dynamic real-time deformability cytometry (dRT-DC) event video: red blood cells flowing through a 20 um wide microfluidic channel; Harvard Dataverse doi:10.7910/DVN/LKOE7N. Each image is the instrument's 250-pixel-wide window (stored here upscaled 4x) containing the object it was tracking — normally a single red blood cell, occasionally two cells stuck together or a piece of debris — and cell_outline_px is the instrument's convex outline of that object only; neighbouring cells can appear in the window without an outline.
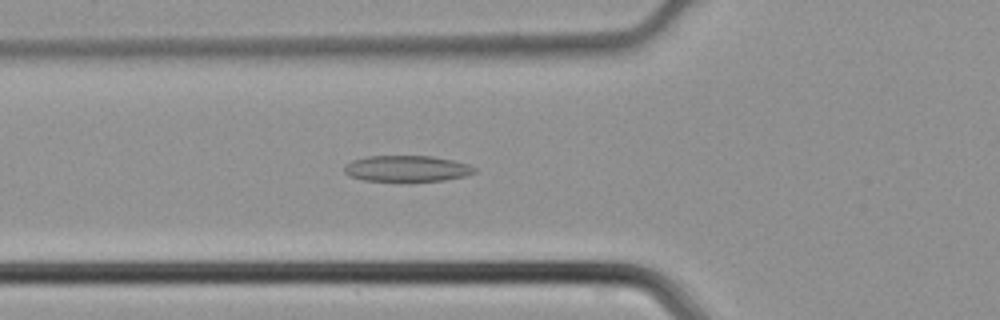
{"species": "common noctule bat (a hibernating species)", "species_latin": "Nyctalus noctula", "temperature_condition": "cold", "stored_images_in_passage": 38, "camera_frame_rate_fps": 3000, "um_per_image_px": 0.085, "animal": {"sex": "male", "body_mass_g": 21.5, "forearm_length_mm": 52.0}, "frame": {"image": 1, "passage_image": 8, "time_ms": 2.333, "image_size_px": [1000, 320], "cell_outline_px": [[476, 172], [464, 176], [444, 180], [400, 184], [364, 180], [348, 176], [344, 172], [344, 168], [352, 160], [368, 156], [432, 156], [452, 160], [468, 164], [476, 168]], "centroid_in_image_um": [34.56, 14.37], "position_along_channel_um": 91.2, "area_um2": 20.58}}
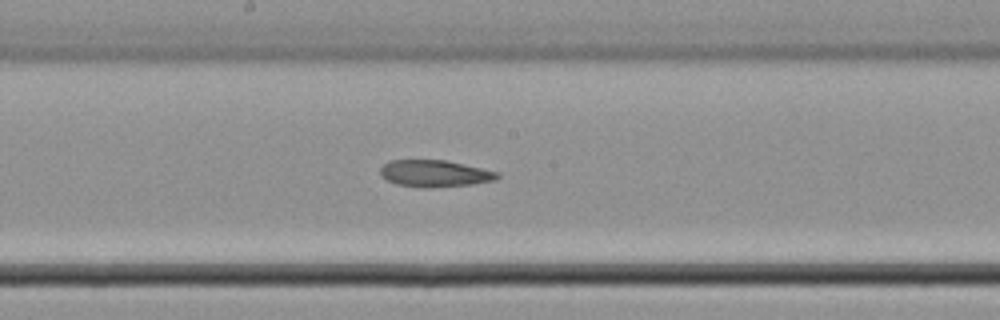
{"frame": {"image": 2, "passage_image": 16, "time_ms": 5.0, "image_size_px": [1000, 320], "cell_outline_px": [[500, 176], [496, 180], [472, 184], [432, 188], [428, 188], [396, 184], [380, 176], [380, 168], [388, 160], [448, 160], [500, 172]], "centroid_in_image_um": [36.97, 14.74], "position_along_channel_um": 211.2, "area_um2": 18.5}}
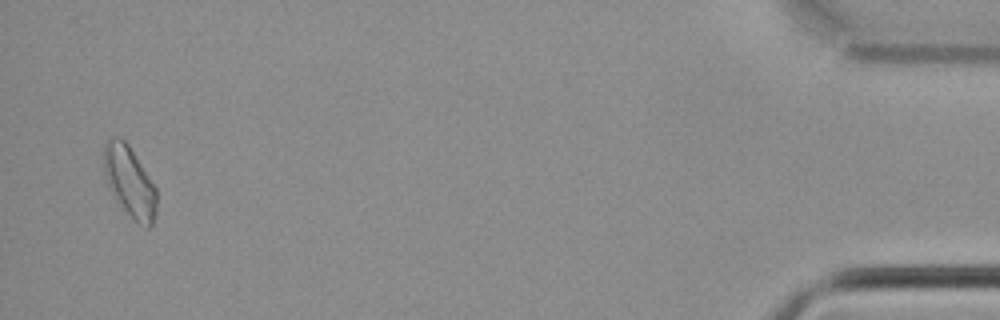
{"frame": {"image": 3, "passage_image": 36, "time_ms": 11.667, "image_size_px": [1000, 320], "cell_outline_px": [[156, 212], [152, 224], [148, 228], [144, 228], [116, 200], [108, 184], [104, 172], [104, 144], [112, 136], [116, 136], [124, 140], [128, 144], [156, 188]], "centroid_in_image_um": [11.02, 15.42], "position_along_channel_um": 424.2, "area_um2": 21.27}}